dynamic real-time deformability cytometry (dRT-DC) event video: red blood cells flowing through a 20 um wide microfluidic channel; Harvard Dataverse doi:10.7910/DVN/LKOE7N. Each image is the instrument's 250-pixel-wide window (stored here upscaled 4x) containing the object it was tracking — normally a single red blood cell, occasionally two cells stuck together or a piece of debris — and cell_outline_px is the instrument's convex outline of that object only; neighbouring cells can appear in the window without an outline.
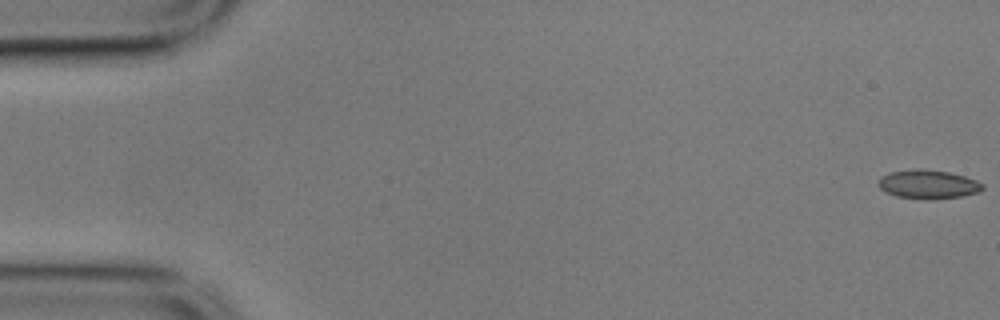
{"species": "common noctule bat (a hibernating species)", "species_latin": "Nyctalus noctula", "temperature_condition": "cold", "stored_images_in_passage": 57, "camera_frame_rate_fps": 3000, "um_per_image_px": 0.085, "animal": {"sex": "male", "body_mass_g": 17.9}, "frame": {"image": 1, "passage_image": 1, "time_ms": 0.0, "image_size_px": [1000, 320], "cell_outline_px": [[984, 188], [980, 192], [960, 196], [936, 200], [924, 200], [896, 196], [880, 188], [876, 184], [880, 176], [888, 172], [916, 168], [920, 168], [948, 172], [964, 176], [976, 180], [984, 184]], "centroid_in_image_um": [78.87, 15.67], "position_along_channel_um": 6.1, "area_um2": 17.86}}
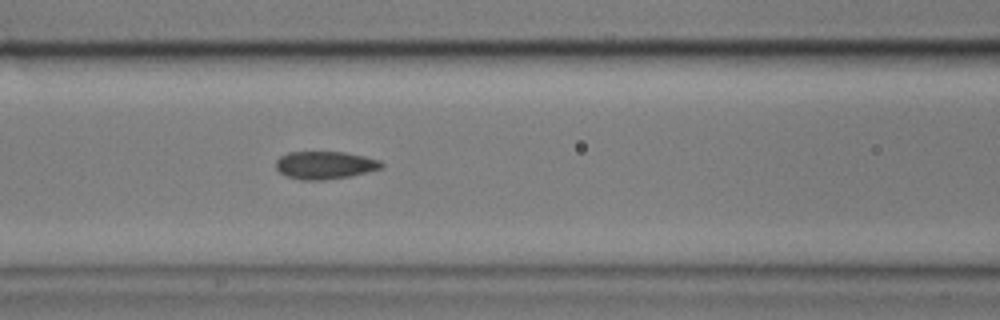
{"frame": {"image": 2, "passage_image": 24, "time_ms": 7.667, "image_size_px": [1000, 320], "cell_outline_px": [[384, 168], [352, 176], [320, 180], [300, 180], [288, 176], [280, 172], [276, 168], [276, 160], [280, 156], [288, 152], [344, 152], [364, 156], [380, 160], [384, 164]], "centroid_in_image_um": [27.65, 14.04], "position_along_channel_um": 139.0, "area_um2": 17.17}}
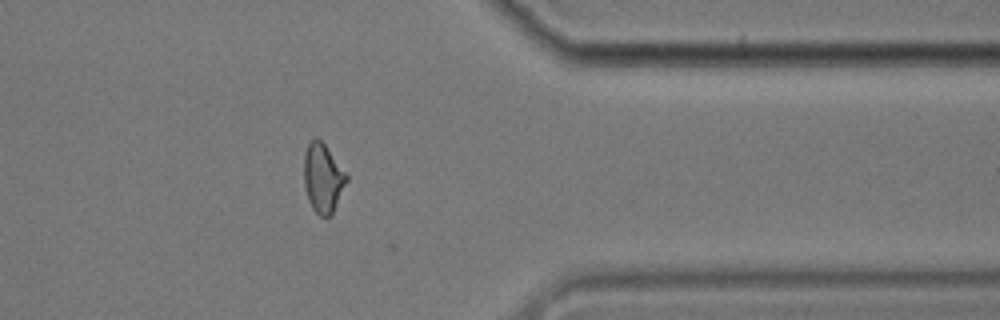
{"frame": {"image": 3, "passage_image": 46, "time_ms": 15.0, "image_size_px": [1000, 320], "cell_outline_px": [[348, 180], [332, 216], [320, 216], [312, 208], [308, 200], [304, 184], [304, 152], [308, 144], [316, 136], [324, 144], [348, 176]], "centroid_in_image_um": [27.44, 15.16], "position_along_channel_um": 384.0, "area_um2": 17.11}, "authors_computed_cell_mechanics": {"area_um2": 17.2822, "velocity_mm_per_s": 3.5372, "shape_relaxation_time_tau1_ms": 4.8811, "shape_relaxation_time_tau2_ms": 1.3863, "deformation_change_tau1": 0.1424, "deformation_change_tau2": 0.0757}}